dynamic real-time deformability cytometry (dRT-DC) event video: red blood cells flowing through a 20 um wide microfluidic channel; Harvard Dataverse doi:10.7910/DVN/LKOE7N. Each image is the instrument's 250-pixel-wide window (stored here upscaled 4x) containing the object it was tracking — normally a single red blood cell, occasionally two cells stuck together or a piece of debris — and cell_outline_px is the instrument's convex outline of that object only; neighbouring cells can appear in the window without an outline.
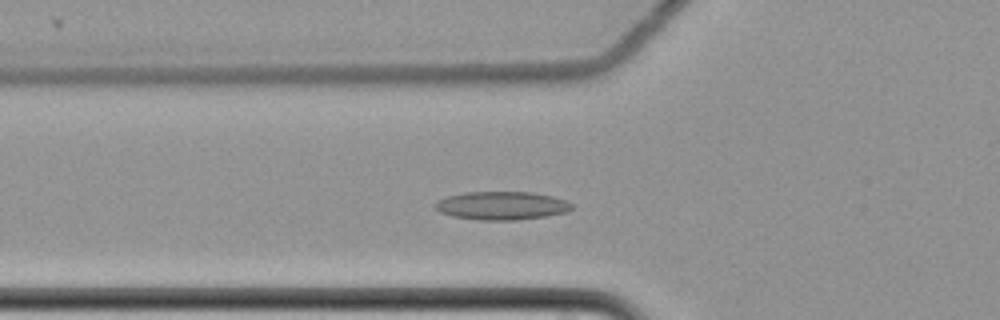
{"species": "common noctule bat (a hibernating species)", "species_latin": "Nyctalus noctula", "temperature_condition": "cold", "stored_images_in_passage": 57, "camera_frame_rate_fps": 3000, "um_per_image_px": 0.085, "animal": {"sex": "female", "body_mass_g": 22.7, "forearm_length_mm": 54.2}, "frame": {"image": 1, "passage_image": 19, "time_ms": 6.0, "image_size_px": [1000, 320], "cell_outline_px": [[576, 208], [568, 212], [548, 216], [516, 220], [476, 220], [452, 216], [440, 212], [432, 208], [432, 204], [448, 196], [464, 192], [532, 192], [552, 196], [564, 200], [572, 204]], "centroid_in_image_um": [42.65, 17.49], "position_along_channel_um": 83.2, "area_um2": 22.83}}
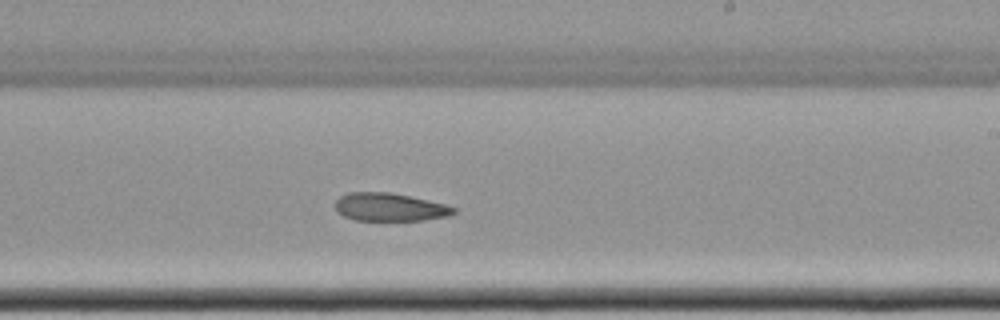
{"frame": {"image": 2, "passage_image": 34, "time_ms": 11.0, "image_size_px": [1000, 320], "cell_outline_px": [[456, 212], [448, 216], [424, 220], [356, 220], [344, 216], [336, 212], [336, 200], [340, 196], [348, 192], [388, 192], [428, 200], [444, 204], [456, 208]], "centroid_in_image_um": [33.11, 17.6], "position_along_channel_um": 255.9, "area_um2": 19.25}}
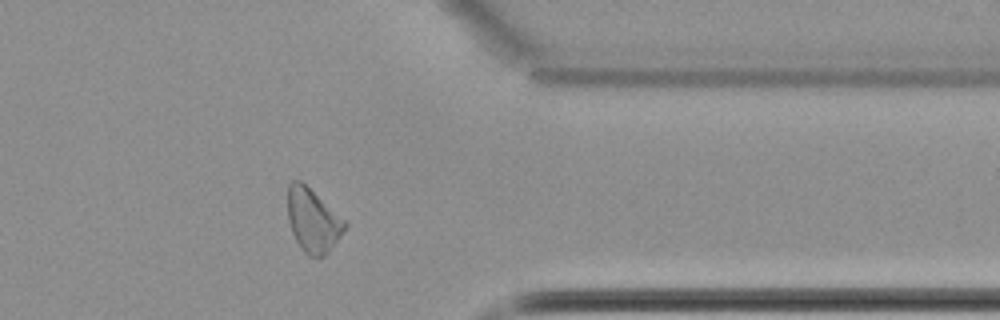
{"frame": {"image": 3, "passage_image": 46, "time_ms": 15.0, "image_size_px": [1000, 320], "cell_outline_px": [[348, 224], [340, 236], [328, 252], [324, 256], [308, 256], [300, 248], [292, 232], [288, 220], [288, 184], [292, 180], [300, 180], [348, 220]], "centroid_in_image_um": [26.61, 18.72], "position_along_channel_um": 384.8, "area_um2": 21.33}, "authors_computed_cell_mechanics": {"area_um2": 21.6172, "velocity_mm_per_s": 3.4643, "shape_relaxation_time_tau1_ms": null, "shape_relaxation_time_tau2_ms": 2.8068, "deformation_change_tau1": null, "deformation_change_tau2": 0.0905}}